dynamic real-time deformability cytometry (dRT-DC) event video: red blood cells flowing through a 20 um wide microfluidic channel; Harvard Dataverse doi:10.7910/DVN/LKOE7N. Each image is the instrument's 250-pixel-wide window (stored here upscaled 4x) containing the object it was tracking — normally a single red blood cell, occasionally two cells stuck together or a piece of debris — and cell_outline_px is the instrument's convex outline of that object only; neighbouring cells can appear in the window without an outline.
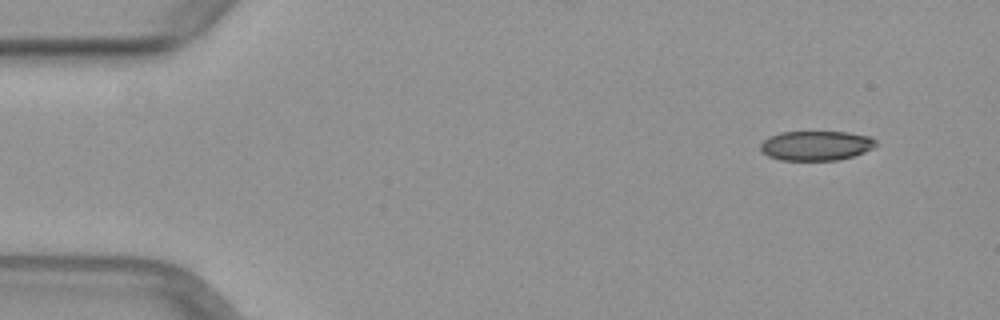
{"species": "common noctule bat (a hibernating species)", "species_latin": "Nyctalus noctula", "temperature_condition": "warm", "stored_images_in_passage": 16, "camera_frame_rate_fps": 3000, "um_per_image_px": 0.085, "animal": {"sex": "female", "body_mass_g": 29.2, "forearm_length_mm": 56.3}, "frame": {"image": 1, "passage_image": 1, "time_ms": 0.0, "image_size_px": [1000, 320], "cell_outline_px": [[880, 144], [864, 152], [852, 156], [836, 160], [780, 160], [768, 156], [760, 148], [760, 144], [768, 136], [780, 132], [848, 132], [872, 136]], "centroid_in_image_um": [69.39, 12.37], "position_along_channel_um": 15.6, "area_um2": 20.06}}
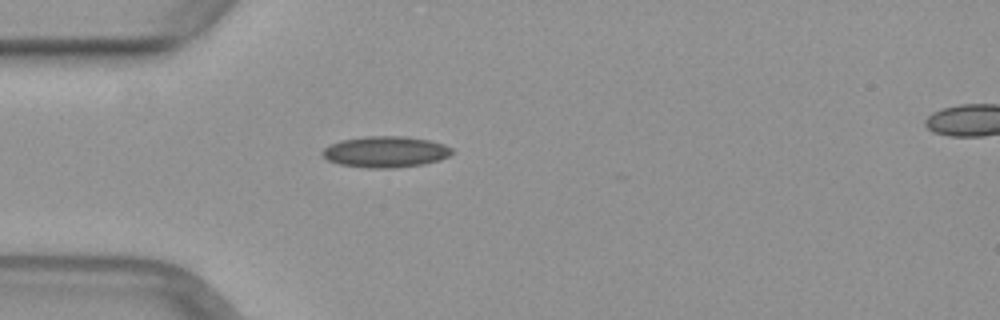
{"frame": {"image": 2, "passage_image": 11, "time_ms": 3.333, "image_size_px": [1000, 320], "cell_outline_px": [[452, 152], [448, 156], [440, 160], [424, 164], [396, 168], [364, 168], [340, 164], [328, 160], [320, 152], [324, 148], [340, 140], [364, 136], [404, 136], [428, 140], [444, 144], [452, 148]], "centroid_in_image_um": [32.76, 12.91], "position_along_channel_um": 52.2, "area_um2": 23.58}}
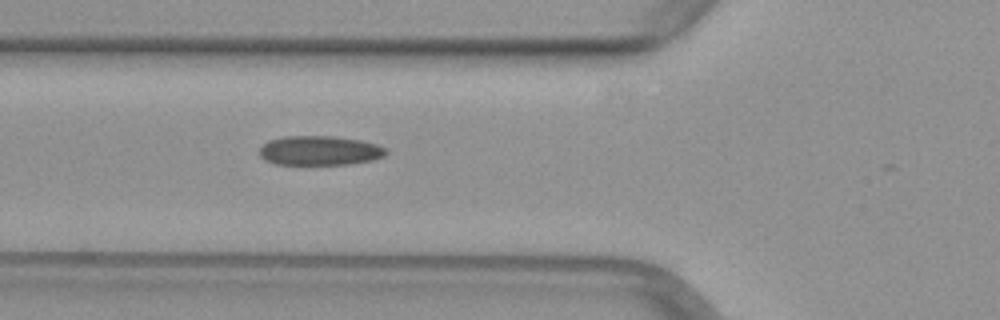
{"frame": {"image": 3, "passage_image": 15, "time_ms": 4.667, "image_size_px": [1000, 320], "cell_outline_px": [[388, 152], [384, 156], [372, 160], [348, 164], [276, 164], [264, 160], [260, 156], [260, 148], [268, 140], [284, 136], [336, 136], [360, 140], [376, 144], [388, 148]], "centroid_in_image_um": [27.18, 12.79], "position_along_channel_um": 98.6, "area_um2": 21.79}}